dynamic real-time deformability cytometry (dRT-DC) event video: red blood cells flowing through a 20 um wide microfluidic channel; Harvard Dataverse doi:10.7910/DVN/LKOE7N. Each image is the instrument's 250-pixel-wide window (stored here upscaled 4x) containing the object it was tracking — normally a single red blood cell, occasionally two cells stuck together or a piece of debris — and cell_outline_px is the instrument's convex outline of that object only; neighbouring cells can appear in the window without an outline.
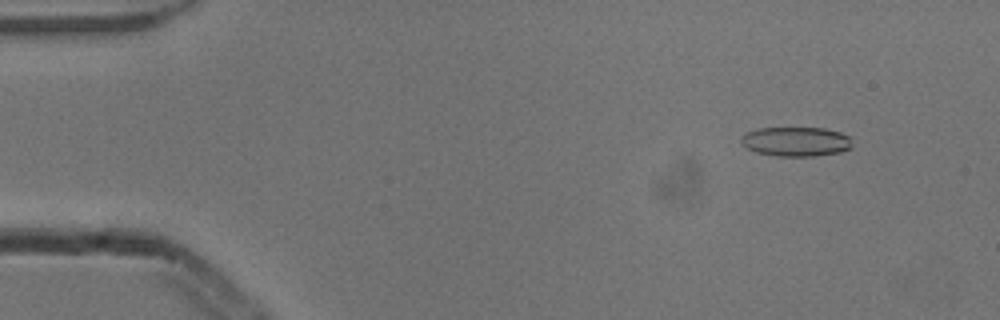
{"species": "common noctule bat (a hibernating species)", "species_latin": "Nyctalus noctula", "temperature_condition": "cold", "stored_images_in_passage": 6, "camera_frame_rate_fps": 3000, "um_per_image_px": 0.085, "animal": {"sex": "male", "body_mass_g": 13.3}, "frame": {"image": 1, "passage_image": 2, "time_ms": 0.333, "image_size_px": [1000, 320], "cell_outline_px": [[852, 148], [840, 152], [812, 156], [776, 156], [756, 152], [748, 148], [740, 140], [740, 136], [756, 128], [824, 128], [840, 132], [848, 136]], "centroid_in_image_um": [67.65, 12.03], "position_along_channel_um": 17.4, "area_um2": 18.96}}
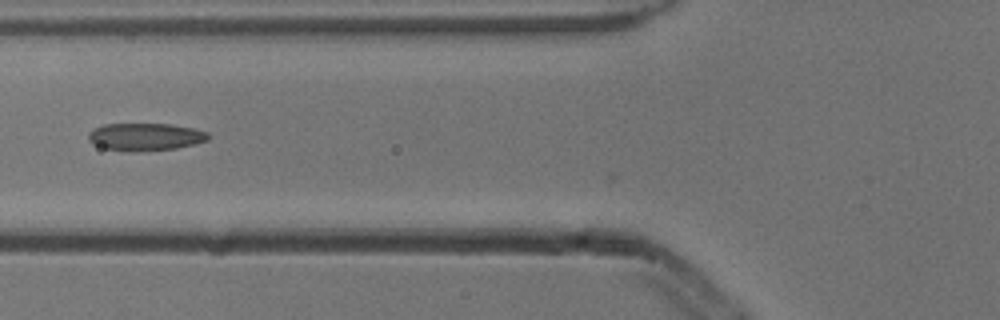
{"frame": {"image": 2, "passage_image": 5, "time_ms": 1.333, "image_size_px": [1000, 320], "cell_outline_px": [[208, 140], [176, 148], [132, 152], [124, 152], [104, 148], [92, 144], [88, 140], [88, 132], [104, 124], [172, 124], [192, 128], [208, 132]], "centroid_in_image_um": [12.3, 11.64], "position_along_channel_um": 113.5, "area_um2": 19.25}}
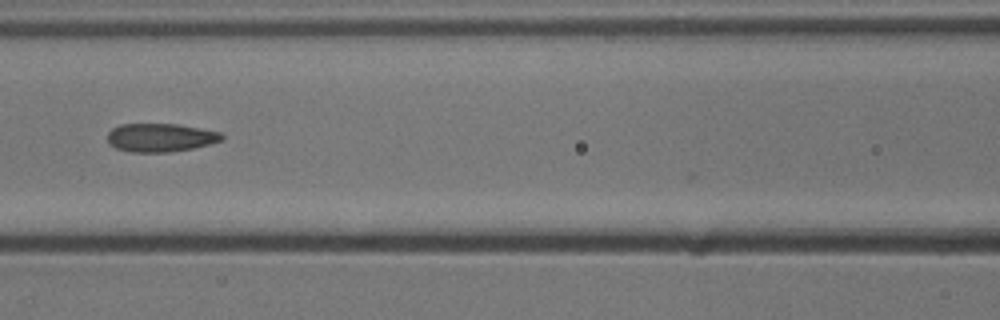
{"frame": {"image": 3, "passage_image": 6, "time_ms": 1.667, "image_size_px": [1000, 320], "cell_outline_px": [[224, 140], [192, 148], [168, 152], [132, 152], [116, 148], [108, 144], [108, 132], [112, 128], [120, 124], [180, 124], [220, 132], [224, 136]], "centroid_in_image_um": [13.63, 11.69], "position_along_channel_um": 153.0, "area_um2": 18.96}}